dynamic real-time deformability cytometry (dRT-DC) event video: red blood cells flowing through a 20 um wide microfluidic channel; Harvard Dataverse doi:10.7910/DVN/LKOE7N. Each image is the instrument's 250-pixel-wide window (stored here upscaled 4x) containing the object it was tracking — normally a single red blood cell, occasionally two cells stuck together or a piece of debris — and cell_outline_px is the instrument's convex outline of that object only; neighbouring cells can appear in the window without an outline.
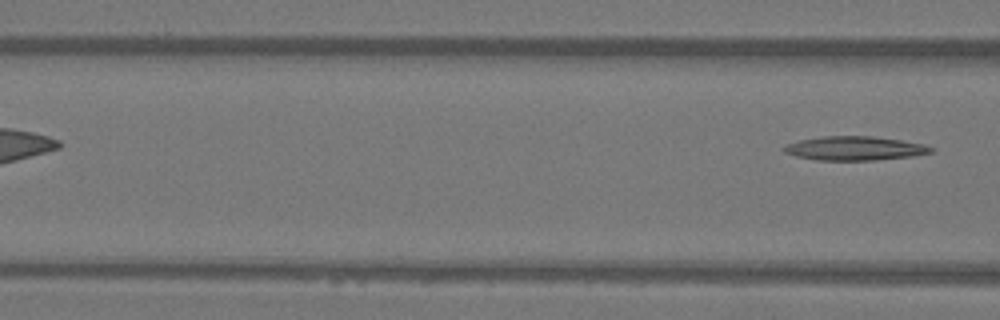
{"species": "Egyptian fruit bat (a non-hibernating species)", "species_latin": "Rousettus aegyptiacus", "temperature_condition": "warm", "stored_images_in_passage": 4, "camera_frame_rate_fps": 3000, "um_per_image_px": 0.085, "animal": {"sex": "female"}, "frame": {"image": 1, "passage_image": 4, "time_ms": 1.0, "image_size_px": [1000, 320], "cell_outline_px": [[936, 148], [932, 152], [912, 156], [876, 160], [816, 160], [796, 156], [784, 152], [780, 148], [784, 144], [800, 140], [824, 136], [872, 136], [900, 140], [924, 144]], "centroid_in_image_um": [72.62, 12.61], "position_along_channel_um": 94.0, "area_um2": 20.63}}